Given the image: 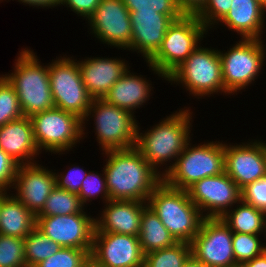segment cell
I'll return each instance as SVG.
<instances>
[{
    "label": "cell",
    "mask_w": 266,
    "mask_h": 267,
    "mask_svg": "<svg viewBox=\"0 0 266 267\" xmlns=\"http://www.w3.org/2000/svg\"><path fill=\"white\" fill-rule=\"evenodd\" d=\"M77 62L83 83L93 99H103L110 88L130 69L125 59L121 58L88 57Z\"/></svg>",
    "instance_id": "cell-21"
},
{
    "label": "cell",
    "mask_w": 266,
    "mask_h": 267,
    "mask_svg": "<svg viewBox=\"0 0 266 267\" xmlns=\"http://www.w3.org/2000/svg\"><path fill=\"white\" fill-rule=\"evenodd\" d=\"M91 260L99 267H144L138 236L94 232Z\"/></svg>",
    "instance_id": "cell-15"
},
{
    "label": "cell",
    "mask_w": 266,
    "mask_h": 267,
    "mask_svg": "<svg viewBox=\"0 0 266 267\" xmlns=\"http://www.w3.org/2000/svg\"><path fill=\"white\" fill-rule=\"evenodd\" d=\"M64 172L60 174L54 173L56 186L71 193L79 194L82 181L85 179L88 172L79 166H74L73 168L69 167L68 170H64Z\"/></svg>",
    "instance_id": "cell-39"
},
{
    "label": "cell",
    "mask_w": 266,
    "mask_h": 267,
    "mask_svg": "<svg viewBox=\"0 0 266 267\" xmlns=\"http://www.w3.org/2000/svg\"><path fill=\"white\" fill-rule=\"evenodd\" d=\"M37 164H19L12 189L28 210L37 215L52 192L55 184L54 171Z\"/></svg>",
    "instance_id": "cell-18"
},
{
    "label": "cell",
    "mask_w": 266,
    "mask_h": 267,
    "mask_svg": "<svg viewBox=\"0 0 266 267\" xmlns=\"http://www.w3.org/2000/svg\"><path fill=\"white\" fill-rule=\"evenodd\" d=\"M101 216L95 218L94 232H108L139 236L143 209L147 202L109 200Z\"/></svg>",
    "instance_id": "cell-20"
},
{
    "label": "cell",
    "mask_w": 266,
    "mask_h": 267,
    "mask_svg": "<svg viewBox=\"0 0 266 267\" xmlns=\"http://www.w3.org/2000/svg\"><path fill=\"white\" fill-rule=\"evenodd\" d=\"M221 219L233 232L266 235V214L242 200Z\"/></svg>",
    "instance_id": "cell-27"
},
{
    "label": "cell",
    "mask_w": 266,
    "mask_h": 267,
    "mask_svg": "<svg viewBox=\"0 0 266 267\" xmlns=\"http://www.w3.org/2000/svg\"><path fill=\"white\" fill-rule=\"evenodd\" d=\"M147 203L177 242L190 244L199 232L204 217L187 190L170 187L162 181Z\"/></svg>",
    "instance_id": "cell-4"
},
{
    "label": "cell",
    "mask_w": 266,
    "mask_h": 267,
    "mask_svg": "<svg viewBox=\"0 0 266 267\" xmlns=\"http://www.w3.org/2000/svg\"><path fill=\"white\" fill-rule=\"evenodd\" d=\"M190 111L189 108L175 111L145 133H140V127L137 126L135 147L162 177L175 164L186 144L192 140L190 127H192L193 112ZM167 162H171L170 166H167ZM164 164L166 169L162 172L159 167Z\"/></svg>",
    "instance_id": "cell-2"
},
{
    "label": "cell",
    "mask_w": 266,
    "mask_h": 267,
    "mask_svg": "<svg viewBox=\"0 0 266 267\" xmlns=\"http://www.w3.org/2000/svg\"><path fill=\"white\" fill-rule=\"evenodd\" d=\"M6 1V0H5ZM19 3H23L24 5H29V6H34V7H56V6H61L62 0H17Z\"/></svg>",
    "instance_id": "cell-43"
},
{
    "label": "cell",
    "mask_w": 266,
    "mask_h": 267,
    "mask_svg": "<svg viewBox=\"0 0 266 267\" xmlns=\"http://www.w3.org/2000/svg\"><path fill=\"white\" fill-rule=\"evenodd\" d=\"M92 249L62 247L35 267H84L91 259Z\"/></svg>",
    "instance_id": "cell-32"
},
{
    "label": "cell",
    "mask_w": 266,
    "mask_h": 267,
    "mask_svg": "<svg viewBox=\"0 0 266 267\" xmlns=\"http://www.w3.org/2000/svg\"><path fill=\"white\" fill-rule=\"evenodd\" d=\"M76 61L63 55L49 62V80L55 108L72 113L83 120L93 98L83 83Z\"/></svg>",
    "instance_id": "cell-10"
},
{
    "label": "cell",
    "mask_w": 266,
    "mask_h": 267,
    "mask_svg": "<svg viewBox=\"0 0 266 267\" xmlns=\"http://www.w3.org/2000/svg\"><path fill=\"white\" fill-rule=\"evenodd\" d=\"M178 6L183 14L196 15L207 2V0H177Z\"/></svg>",
    "instance_id": "cell-42"
},
{
    "label": "cell",
    "mask_w": 266,
    "mask_h": 267,
    "mask_svg": "<svg viewBox=\"0 0 266 267\" xmlns=\"http://www.w3.org/2000/svg\"><path fill=\"white\" fill-rule=\"evenodd\" d=\"M183 267H207L204 263L196 260L192 255L185 262Z\"/></svg>",
    "instance_id": "cell-45"
},
{
    "label": "cell",
    "mask_w": 266,
    "mask_h": 267,
    "mask_svg": "<svg viewBox=\"0 0 266 267\" xmlns=\"http://www.w3.org/2000/svg\"><path fill=\"white\" fill-rule=\"evenodd\" d=\"M61 248L58 243L52 241L40 229L35 227L24 238L25 263L27 267H35Z\"/></svg>",
    "instance_id": "cell-28"
},
{
    "label": "cell",
    "mask_w": 266,
    "mask_h": 267,
    "mask_svg": "<svg viewBox=\"0 0 266 267\" xmlns=\"http://www.w3.org/2000/svg\"><path fill=\"white\" fill-rule=\"evenodd\" d=\"M264 142L255 139L239 145L224 143V172L240 189L266 176V143Z\"/></svg>",
    "instance_id": "cell-17"
},
{
    "label": "cell",
    "mask_w": 266,
    "mask_h": 267,
    "mask_svg": "<svg viewBox=\"0 0 266 267\" xmlns=\"http://www.w3.org/2000/svg\"><path fill=\"white\" fill-rule=\"evenodd\" d=\"M84 267H99L91 259L87 262Z\"/></svg>",
    "instance_id": "cell-47"
},
{
    "label": "cell",
    "mask_w": 266,
    "mask_h": 267,
    "mask_svg": "<svg viewBox=\"0 0 266 267\" xmlns=\"http://www.w3.org/2000/svg\"><path fill=\"white\" fill-rule=\"evenodd\" d=\"M264 22L259 0H232L229 12L220 21L240 34L241 39H261Z\"/></svg>",
    "instance_id": "cell-23"
},
{
    "label": "cell",
    "mask_w": 266,
    "mask_h": 267,
    "mask_svg": "<svg viewBox=\"0 0 266 267\" xmlns=\"http://www.w3.org/2000/svg\"><path fill=\"white\" fill-rule=\"evenodd\" d=\"M132 40L128 48L140 53L147 61L160 47L173 20L158 12H130Z\"/></svg>",
    "instance_id": "cell-19"
},
{
    "label": "cell",
    "mask_w": 266,
    "mask_h": 267,
    "mask_svg": "<svg viewBox=\"0 0 266 267\" xmlns=\"http://www.w3.org/2000/svg\"><path fill=\"white\" fill-rule=\"evenodd\" d=\"M78 194L55 186L47 198L43 209L36 216L70 215L87 213Z\"/></svg>",
    "instance_id": "cell-29"
},
{
    "label": "cell",
    "mask_w": 266,
    "mask_h": 267,
    "mask_svg": "<svg viewBox=\"0 0 266 267\" xmlns=\"http://www.w3.org/2000/svg\"><path fill=\"white\" fill-rule=\"evenodd\" d=\"M139 241L143 254L164 249L177 243L158 215L148 205L143 209Z\"/></svg>",
    "instance_id": "cell-26"
},
{
    "label": "cell",
    "mask_w": 266,
    "mask_h": 267,
    "mask_svg": "<svg viewBox=\"0 0 266 267\" xmlns=\"http://www.w3.org/2000/svg\"><path fill=\"white\" fill-rule=\"evenodd\" d=\"M261 5H262V16L263 18H266L264 15H265V12H266V0H263L261 2Z\"/></svg>",
    "instance_id": "cell-46"
},
{
    "label": "cell",
    "mask_w": 266,
    "mask_h": 267,
    "mask_svg": "<svg viewBox=\"0 0 266 267\" xmlns=\"http://www.w3.org/2000/svg\"><path fill=\"white\" fill-rule=\"evenodd\" d=\"M233 231L221 218H204L191 241V255L207 267H240L232 247Z\"/></svg>",
    "instance_id": "cell-12"
},
{
    "label": "cell",
    "mask_w": 266,
    "mask_h": 267,
    "mask_svg": "<svg viewBox=\"0 0 266 267\" xmlns=\"http://www.w3.org/2000/svg\"><path fill=\"white\" fill-rule=\"evenodd\" d=\"M19 164L0 149V191H9L15 182Z\"/></svg>",
    "instance_id": "cell-40"
},
{
    "label": "cell",
    "mask_w": 266,
    "mask_h": 267,
    "mask_svg": "<svg viewBox=\"0 0 266 267\" xmlns=\"http://www.w3.org/2000/svg\"><path fill=\"white\" fill-rule=\"evenodd\" d=\"M22 117L14 87L3 75H0V127Z\"/></svg>",
    "instance_id": "cell-33"
},
{
    "label": "cell",
    "mask_w": 266,
    "mask_h": 267,
    "mask_svg": "<svg viewBox=\"0 0 266 267\" xmlns=\"http://www.w3.org/2000/svg\"><path fill=\"white\" fill-rule=\"evenodd\" d=\"M0 149L18 164L35 163L40 154L34 140L30 117L23 116L0 127Z\"/></svg>",
    "instance_id": "cell-22"
},
{
    "label": "cell",
    "mask_w": 266,
    "mask_h": 267,
    "mask_svg": "<svg viewBox=\"0 0 266 267\" xmlns=\"http://www.w3.org/2000/svg\"><path fill=\"white\" fill-rule=\"evenodd\" d=\"M191 256V245L177 242L170 247L144 255V267H183Z\"/></svg>",
    "instance_id": "cell-30"
},
{
    "label": "cell",
    "mask_w": 266,
    "mask_h": 267,
    "mask_svg": "<svg viewBox=\"0 0 266 267\" xmlns=\"http://www.w3.org/2000/svg\"><path fill=\"white\" fill-rule=\"evenodd\" d=\"M88 116L94 117L95 135L102 152L129 149L135 146L138 121L131 112L113 106L104 99H93L82 120V136L87 134L84 128L89 121Z\"/></svg>",
    "instance_id": "cell-8"
},
{
    "label": "cell",
    "mask_w": 266,
    "mask_h": 267,
    "mask_svg": "<svg viewBox=\"0 0 266 267\" xmlns=\"http://www.w3.org/2000/svg\"><path fill=\"white\" fill-rule=\"evenodd\" d=\"M30 120L40 153L45 150L54 154H65L84 139L82 119L61 109L54 107L35 113L30 116Z\"/></svg>",
    "instance_id": "cell-9"
},
{
    "label": "cell",
    "mask_w": 266,
    "mask_h": 267,
    "mask_svg": "<svg viewBox=\"0 0 266 267\" xmlns=\"http://www.w3.org/2000/svg\"><path fill=\"white\" fill-rule=\"evenodd\" d=\"M129 12H158L168 15L173 21L184 14L177 0H122Z\"/></svg>",
    "instance_id": "cell-34"
},
{
    "label": "cell",
    "mask_w": 266,
    "mask_h": 267,
    "mask_svg": "<svg viewBox=\"0 0 266 267\" xmlns=\"http://www.w3.org/2000/svg\"><path fill=\"white\" fill-rule=\"evenodd\" d=\"M166 81L182 84L189 94L198 99L218 92L227 94L222 79L219 50L202 47L200 44Z\"/></svg>",
    "instance_id": "cell-7"
},
{
    "label": "cell",
    "mask_w": 266,
    "mask_h": 267,
    "mask_svg": "<svg viewBox=\"0 0 266 267\" xmlns=\"http://www.w3.org/2000/svg\"><path fill=\"white\" fill-rule=\"evenodd\" d=\"M238 42L225 53L219 50L222 79L228 95L237 94L253 83L260 75L266 57L261 39H240Z\"/></svg>",
    "instance_id": "cell-11"
},
{
    "label": "cell",
    "mask_w": 266,
    "mask_h": 267,
    "mask_svg": "<svg viewBox=\"0 0 266 267\" xmlns=\"http://www.w3.org/2000/svg\"><path fill=\"white\" fill-rule=\"evenodd\" d=\"M134 74L128 69L103 98L109 104L125 109L133 115L137 108L150 100V92L153 89L151 81L142 75Z\"/></svg>",
    "instance_id": "cell-24"
},
{
    "label": "cell",
    "mask_w": 266,
    "mask_h": 267,
    "mask_svg": "<svg viewBox=\"0 0 266 267\" xmlns=\"http://www.w3.org/2000/svg\"><path fill=\"white\" fill-rule=\"evenodd\" d=\"M0 267H27L24 239L0 234Z\"/></svg>",
    "instance_id": "cell-35"
},
{
    "label": "cell",
    "mask_w": 266,
    "mask_h": 267,
    "mask_svg": "<svg viewBox=\"0 0 266 267\" xmlns=\"http://www.w3.org/2000/svg\"><path fill=\"white\" fill-rule=\"evenodd\" d=\"M241 200L266 214V176L243 187Z\"/></svg>",
    "instance_id": "cell-38"
},
{
    "label": "cell",
    "mask_w": 266,
    "mask_h": 267,
    "mask_svg": "<svg viewBox=\"0 0 266 267\" xmlns=\"http://www.w3.org/2000/svg\"><path fill=\"white\" fill-rule=\"evenodd\" d=\"M231 2L232 0H207L202 9L196 14V17L209 30L214 25L220 24L219 22L229 12Z\"/></svg>",
    "instance_id": "cell-37"
},
{
    "label": "cell",
    "mask_w": 266,
    "mask_h": 267,
    "mask_svg": "<svg viewBox=\"0 0 266 267\" xmlns=\"http://www.w3.org/2000/svg\"><path fill=\"white\" fill-rule=\"evenodd\" d=\"M102 171V175L95 171H88L85 179L82 181L78 196L84 207L88 205V202L91 203L92 198H97L98 196H101L100 199L102 198L103 203L110 200L105 172L104 170Z\"/></svg>",
    "instance_id": "cell-36"
},
{
    "label": "cell",
    "mask_w": 266,
    "mask_h": 267,
    "mask_svg": "<svg viewBox=\"0 0 266 267\" xmlns=\"http://www.w3.org/2000/svg\"><path fill=\"white\" fill-rule=\"evenodd\" d=\"M35 54L28 48L19 51L14 71L3 74L14 87L22 114L26 117L55 107L48 65L41 64Z\"/></svg>",
    "instance_id": "cell-3"
},
{
    "label": "cell",
    "mask_w": 266,
    "mask_h": 267,
    "mask_svg": "<svg viewBox=\"0 0 266 267\" xmlns=\"http://www.w3.org/2000/svg\"><path fill=\"white\" fill-rule=\"evenodd\" d=\"M101 0H62L61 5L69 7L78 16L88 19L100 4Z\"/></svg>",
    "instance_id": "cell-41"
},
{
    "label": "cell",
    "mask_w": 266,
    "mask_h": 267,
    "mask_svg": "<svg viewBox=\"0 0 266 267\" xmlns=\"http://www.w3.org/2000/svg\"><path fill=\"white\" fill-rule=\"evenodd\" d=\"M191 145L189 141L175 164L163 176V181L170 187L187 190L196 181L225 171L223 141Z\"/></svg>",
    "instance_id": "cell-6"
},
{
    "label": "cell",
    "mask_w": 266,
    "mask_h": 267,
    "mask_svg": "<svg viewBox=\"0 0 266 267\" xmlns=\"http://www.w3.org/2000/svg\"><path fill=\"white\" fill-rule=\"evenodd\" d=\"M87 21L94 37L103 44L121 50L130 47L132 40L130 12L122 0H101Z\"/></svg>",
    "instance_id": "cell-14"
},
{
    "label": "cell",
    "mask_w": 266,
    "mask_h": 267,
    "mask_svg": "<svg viewBox=\"0 0 266 267\" xmlns=\"http://www.w3.org/2000/svg\"><path fill=\"white\" fill-rule=\"evenodd\" d=\"M240 267H266V250L261 255L245 262Z\"/></svg>",
    "instance_id": "cell-44"
},
{
    "label": "cell",
    "mask_w": 266,
    "mask_h": 267,
    "mask_svg": "<svg viewBox=\"0 0 266 267\" xmlns=\"http://www.w3.org/2000/svg\"><path fill=\"white\" fill-rule=\"evenodd\" d=\"M0 208H1V191H0Z\"/></svg>",
    "instance_id": "cell-48"
},
{
    "label": "cell",
    "mask_w": 266,
    "mask_h": 267,
    "mask_svg": "<svg viewBox=\"0 0 266 267\" xmlns=\"http://www.w3.org/2000/svg\"><path fill=\"white\" fill-rule=\"evenodd\" d=\"M260 237L259 235L233 232V253L239 266L261 255L266 250V245H264L266 243H262Z\"/></svg>",
    "instance_id": "cell-31"
},
{
    "label": "cell",
    "mask_w": 266,
    "mask_h": 267,
    "mask_svg": "<svg viewBox=\"0 0 266 267\" xmlns=\"http://www.w3.org/2000/svg\"><path fill=\"white\" fill-rule=\"evenodd\" d=\"M36 223V215L14 193L1 191L0 234L24 239Z\"/></svg>",
    "instance_id": "cell-25"
},
{
    "label": "cell",
    "mask_w": 266,
    "mask_h": 267,
    "mask_svg": "<svg viewBox=\"0 0 266 267\" xmlns=\"http://www.w3.org/2000/svg\"><path fill=\"white\" fill-rule=\"evenodd\" d=\"M207 32L196 15L184 14L173 21L158 50L146 61L149 69L166 80L199 46V42L201 44Z\"/></svg>",
    "instance_id": "cell-5"
},
{
    "label": "cell",
    "mask_w": 266,
    "mask_h": 267,
    "mask_svg": "<svg viewBox=\"0 0 266 267\" xmlns=\"http://www.w3.org/2000/svg\"><path fill=\"white\" fill-rule=\"evenodd\" d=\"M102 154L107 156L103 170L110 200L148 202L150 194L163 181L135 146Z\"/></svg>",
    "instance_id": "cell-1"
},
{
    "label": "cell",
    "mask_w": 266,
    "mask_h": 267,
    "mask_svg": "<svg viewBox=\"0 0 266 267\" xmlns=\"http://www.w3.org/2000/svg\"><path fill=\"white\" fill-rule=\"evenodd\" d=\"M187 192L204 218H221L241 200V189L225 172L196 181Z\"/></svg>",
    "instance_id": "cell-13"
},
{
    "label": "cell",
    "mask_w": 266,
    "mask_h": 267,
    "mask_svg": "<svg viewBox=\"0 0 266 267\" xmlns=\"http://www.w3.org/2000/svg\"><path fill=\"white\" fill-rule=\"evenodd\" d=\"M36 227L61 247L92 249L95 218L86 213L36 216Z\"/></svg>",
    "instance_id": "cell-16"
}]
</instances>
